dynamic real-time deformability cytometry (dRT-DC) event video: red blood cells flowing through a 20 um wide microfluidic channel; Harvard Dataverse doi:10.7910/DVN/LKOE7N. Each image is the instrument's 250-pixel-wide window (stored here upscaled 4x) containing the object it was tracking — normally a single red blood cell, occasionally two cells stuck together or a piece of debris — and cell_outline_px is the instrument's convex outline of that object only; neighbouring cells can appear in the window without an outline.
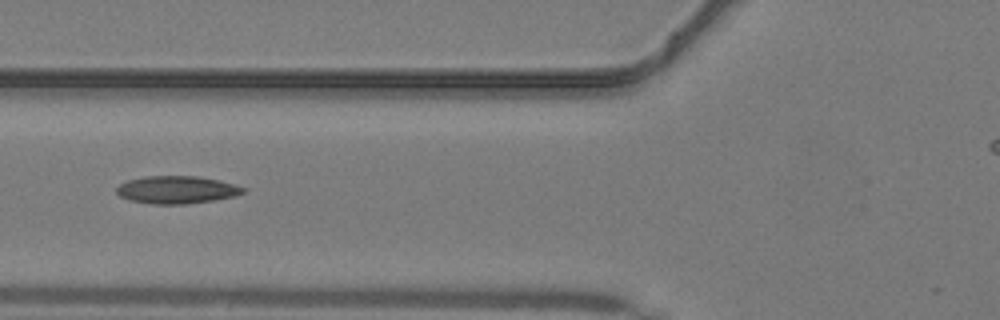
{"species": "common noctule bat (a hibernating species)", "species_latin": "Nyctalus noctula", "temperature_condition": "warm", "stored_images_in_passage": 10, "camera_frame_rate_fps": 3000, "um_per_image_px": 0.085, "animal": {"sex": "male", "body_mass_g": 19.2, "forearm_length_mm": 51.8}, "frame": {"image": 1, "passage_image": 5, "time_ms": 1.333, "image_size_px": [1000, 320], "cell_outline_px": [[236, 192], [224, 196], [200, 200], [140, 200], [128, 196], [120, 192], [140, 180], [208, 180], [224, 184], [236, 188]], "centroid_in_image_um": [15.09, 16.15], "position_along_channel_um": 110.7, "area_um2": 13.76}}
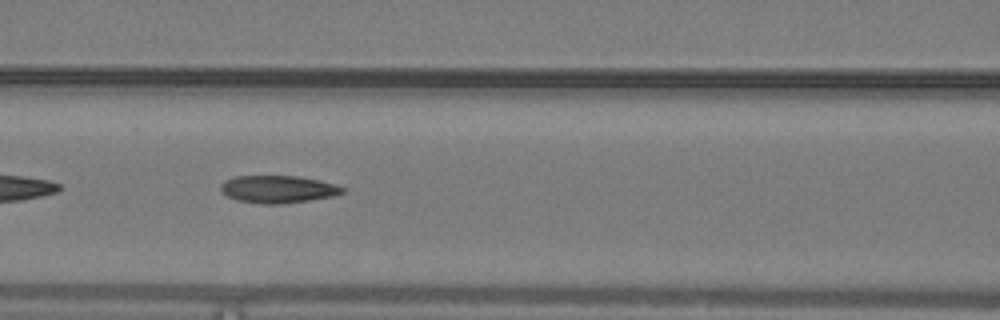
{"frame": {"image": 2, "passage_image": 7, "time_ms": 2.0, "image_size_px": [1000, 320], "cell_outline_px": [[340, 188], [336, 192], [320, 196], [296, 200], [252, 200], [236, 196], [228, 192], [224, 188], [228, 184], [236, 180], [256, 176], [280, 176], [308, 180]], "centroid_in_image_um": [23.62, 16.02], "position_along_channel_um": 143.0, "area_um2": 14.74}}